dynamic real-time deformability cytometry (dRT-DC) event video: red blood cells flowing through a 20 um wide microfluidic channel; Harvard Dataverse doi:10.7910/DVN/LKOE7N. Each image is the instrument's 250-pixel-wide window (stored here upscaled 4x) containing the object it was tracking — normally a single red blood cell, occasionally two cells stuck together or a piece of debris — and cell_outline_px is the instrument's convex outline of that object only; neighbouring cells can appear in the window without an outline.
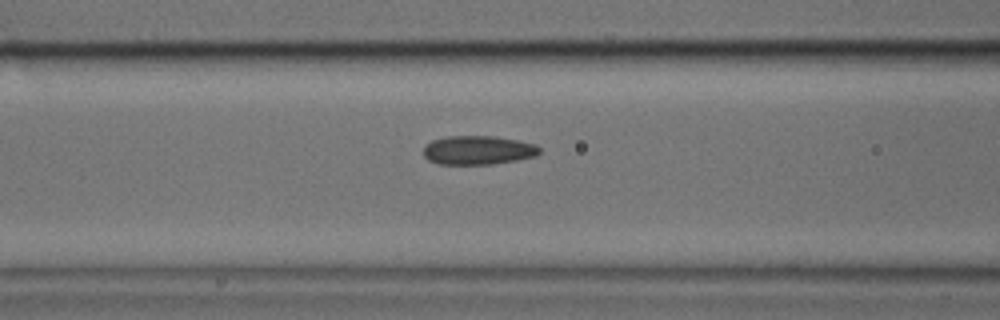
{"species": "common noctule bat (a hibernating species)", "species_latin": "Nyctalus noctula", "temperature_condition": "cold", "stored_images_in_passage": 7, "camera_frame_rate_fps": 3000, "um_per_image_px": 0.085, "animal": {"sex": "male", "body_mass_g": 17.9, "forearm_length_mm": 54.2}, "frame": {"image": 1, "passage_image": 6, "time_ms": 1.667, "image_size_px": [1000, 320], "cell_outline_px": [[540, 152], [536, 156], [516, 160], [492, 164], [436, 164], [428, 160], [424, 156], [424, 144], [432, 140], [448, 136], [496, 136], [536, 144], [540, 148]], "centroid_in_image_um": [40.61, 12.76], "position_along_channel_um": 126.0, "area_um2": 19.65}}